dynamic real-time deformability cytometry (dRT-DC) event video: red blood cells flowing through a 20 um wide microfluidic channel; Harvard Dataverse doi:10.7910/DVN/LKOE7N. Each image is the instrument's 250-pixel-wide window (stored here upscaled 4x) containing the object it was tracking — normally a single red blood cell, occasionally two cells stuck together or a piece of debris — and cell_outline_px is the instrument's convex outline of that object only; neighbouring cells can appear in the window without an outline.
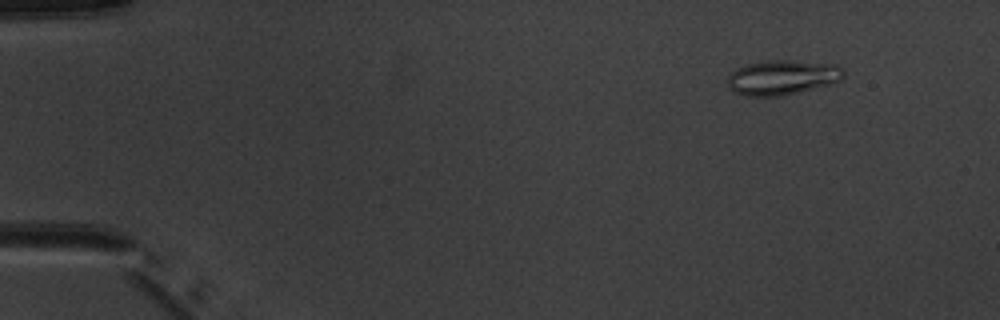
{"species": "common noctule bat (a hibernating species)", "species_latin": "Nyctalus noctula", "temperature_condition": "warm", "stored_images_in_passage": 4, "camera_frame_rate_fps": 3000, "um_per_image_px": 0.085, "animal": {"sex": "male", "body_mass_g": 20.1, "forearm_length_mm": 53.5}, "frame": {"image": 1, "passage_image": 1, "time_ms": 0.0, "image_size_px": [1000, 320], "cell_outline_px": [[844, 76], [840, 80], [832, 84], [780, 96], [748, 96], [736, 92], [728, 88], [728, 76], [732, 72], [748, 64], [764, 60], [784, 60], [840, 64], [844, 68]], "centroid_in_image_um": [66.55, 6.57], "position_along_channel_um": 18.4, "area_um2": 23.52}}
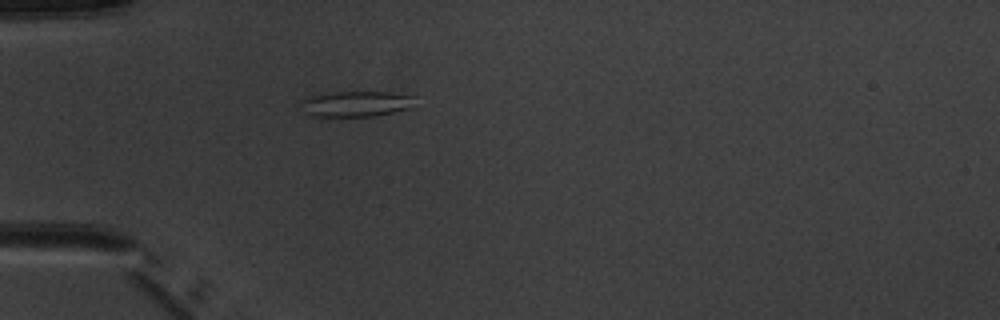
{"frame": {"image": 2, "passage_image": 4, "time_ms": 3.333, "image_size_px": [1000, 320], "cell_outline_px": [[416, 96], [408, 108], [376, 116], [312, 116], [308, 112], [300, 100], [304, 96], [328, 92], [388, 92]], "centroid_in_image_um": [30.23, 8.8], "position_along_channel_um": 54.8, "area_um2": 16.82}}